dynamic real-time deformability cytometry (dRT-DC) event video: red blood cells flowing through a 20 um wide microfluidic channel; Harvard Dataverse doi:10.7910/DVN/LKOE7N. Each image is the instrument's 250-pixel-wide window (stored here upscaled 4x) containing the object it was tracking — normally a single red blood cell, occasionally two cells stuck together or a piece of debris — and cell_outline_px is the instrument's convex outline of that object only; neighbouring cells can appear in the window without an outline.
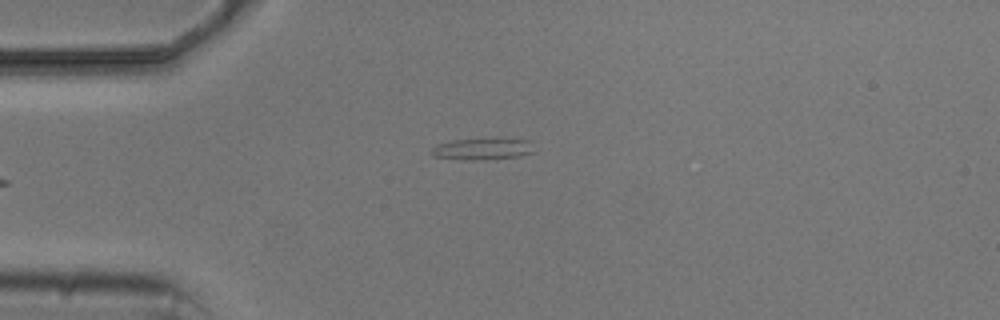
{"species": "common noctule bat (a hibernating species)", "species_latin": "Nyctalus noctula", "temperature_condition": "cold", "stored_images_in_passage": 6, "segment_of_instrument_passage": [2, 2], "camera_frame_rate_fps": 3000, "um_per_image_px": 0.085, "animal": {"sex": "male", "body_mass_g": 20.5, "forearm_length_mm": 52.5}, "frame": {"image": 1, "passage_image": 6, "time_ms": 5.667, "image_size_px": [1000, 320], "cell_outline_px": [[536, 152], [520, 156], [480, 160], [460, 160], [432, 156], [432, 148], [436, 144], [452, 140], [496, 136], [528, 140]], "centroid_in_image_um": [41.04, 12.62], "position_along_channel_um": 44.0, "area_um2": 13.7}}